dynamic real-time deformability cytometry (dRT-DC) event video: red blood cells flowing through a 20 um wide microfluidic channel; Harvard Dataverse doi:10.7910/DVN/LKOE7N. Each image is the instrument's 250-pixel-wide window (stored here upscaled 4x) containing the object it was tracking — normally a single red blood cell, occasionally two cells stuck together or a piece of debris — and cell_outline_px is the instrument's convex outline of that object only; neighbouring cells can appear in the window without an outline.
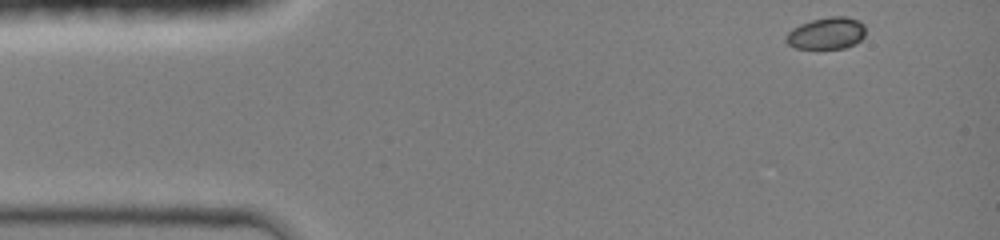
{"species": "common noctule bat (a hibernating species)", "species_latin": "Nyctalus noctula", "temperature_condition": "room temperature", "stored_images_in_passage": 40, "camera_frame_rate_fps": 3000, "um_per_image_px": 0.085, "animal": {"sex": "female", "body_mass_g": 19.0, "forearm_length_mm": 51.5}, "frame": {"image": 1, "passage_image": 1, "time_ms": 0.0, "image_size_px": [1000, 240], "cell_outline_px": [[864, 36], [856, 44], [844, 48], [796, 48], [788, 44], [784, 40], [784, 36], [792, 28], [800, 24], [812, 20], [828, 16], [848, 16], [864, 24]], "centroid_in_image_um": [70.23, 2.82], "position_along_channel_um": 14.8, "area_um2": 14.85}}
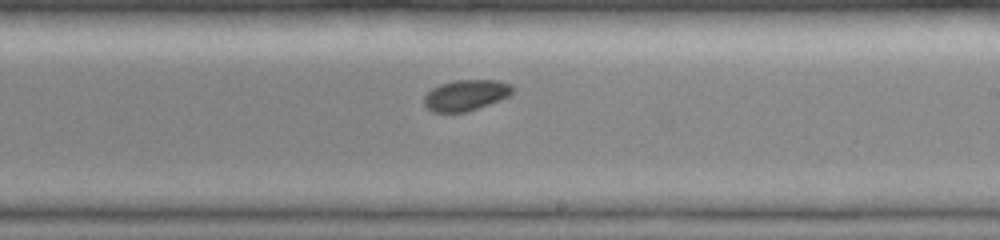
{"frame": {"image": 2, "passage_image": 24, "time_ms": 7.667, "image_size_px": [1000, 240], "cell_outline_px": [[516, 88], [508, 96], [500, 100], [468, 112], [432, 112], [424, 104], [424, 96], [432, 88], [440, 84], [452, 80], [500, 80], [512, 84]], "centroid_in_image_um": [39.62, 8.08], "position_along_channel_um": 249.4, "area_um2": 16.13}}
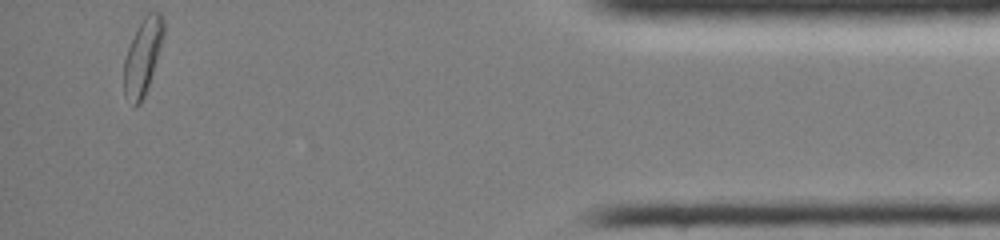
{"frame": {"image": 3, "passage_image": 40, "time_ms": 13.0, "image_size_px": [1000, 240], "cell_outline_px": [[164, 32], [160, 48], [144, 96], [140, 104], [132, 104], [124, 96], [124, 60], [128, 48], [136, 28], [144, 16], [148, 12], [160, 12], [164, 20]], "centroid_in_image_um": [12.12, 4.78], "position_along_channel_um": 423.1, "area_um2": 17.22}}